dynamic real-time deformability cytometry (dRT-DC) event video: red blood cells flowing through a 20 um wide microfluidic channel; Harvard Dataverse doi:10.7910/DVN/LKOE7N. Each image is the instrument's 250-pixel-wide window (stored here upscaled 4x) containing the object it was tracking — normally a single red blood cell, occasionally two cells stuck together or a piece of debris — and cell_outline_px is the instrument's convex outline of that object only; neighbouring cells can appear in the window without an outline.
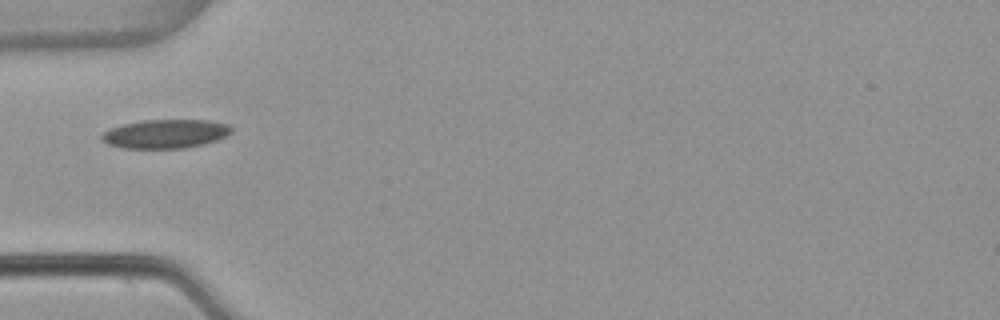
{"species": "common noctule bat (a hibernating species)", "species_latin": "Nyctalus noctula", "temperature_condition": "warm", "stored_images_in_passage": 38, "camera_frame_rate_fps": 3000, "um_per_image_px": 0.085, "animal": {"sex": "female", "body_mass_g": 22.7, "forearm_length_mm": 54.2}, "frame": {"image": 1, "passage_image": 1, "time_ms": 0.0, "image_size_px": [1000, 320], "cell_outline_px": [[232, 132], [216, 140], [204, 144], [184, 148], [120, 148], [108, 144], [100, 140], [100, 136], [104, 132], [112, 128], [124, 124], [144, 120], [208, 120], [228, 124], [232, 128]], "centroid_in_image_um": [14.05, 11.38], "position_along_channel_um": 70.9, "area_um2": 21.73}}
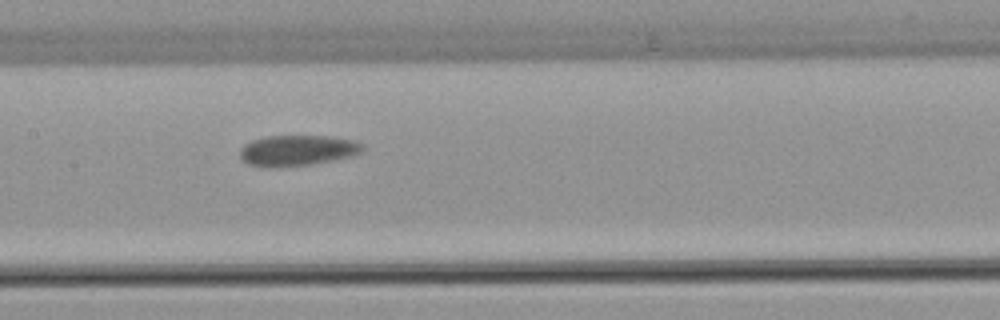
{"frame": {"image": 2, "passage_image": 10, "time_ms": 3.0, "image_size_px": [1000, 320], "cell_outline_px": [[364, 148], [360, 152], [352, 156], [336, 160], [312, 164], [280, 168], [264, 168], [248, 164], [240, 160], [240, 148], [244, 144], [252, 140], [264, 136], [332, 136], [352, 140], [364, 144]], "centroid_in_image_um": [25.24, 12.8], "position_along_channel_um": 182.2, "area_um2": 22.48}}
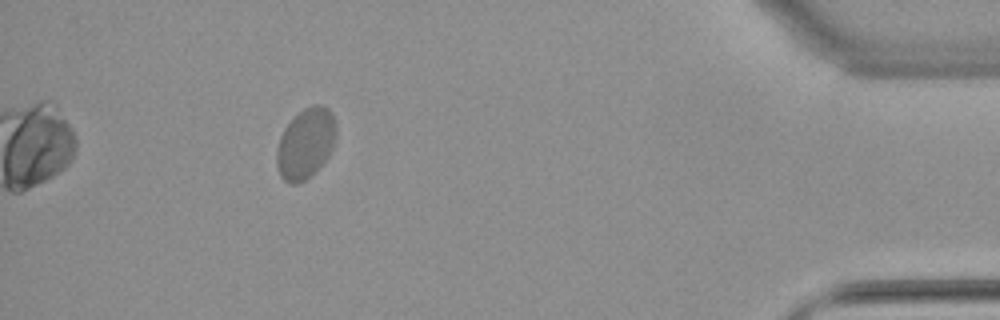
{"frame": {"image": 3, "passage_image": 33, "time_ms": 10.667, "image_size_px": [1000, 320], "cell_outline_px": [[336, 136], [332, 148], [328, 156], [304, 180], [296, 184], [288, 184], [280, 176], [276, 164], [276, 148], [280, 136], [284, 128], [304, 108], [312, 104], [320, 104], [328, 108], [332, 112], [336, 124]], "centroid_in_image_um": [25.96, 12.17], "position_along_channel_um": 409.2, "area_um2": 24.28}, "authors_computed_cell_mechanics": {"area_um2": 22.7732, "velocity_mm_per_s": 3.699, "shape_relaxation_time_tau1_ms": 4.9167, "shape_relaxation_time_tau2_ms": 3.0338, "deformation_change_tau1": 0.0833, "deformation_change_tau2": 0.0355}}